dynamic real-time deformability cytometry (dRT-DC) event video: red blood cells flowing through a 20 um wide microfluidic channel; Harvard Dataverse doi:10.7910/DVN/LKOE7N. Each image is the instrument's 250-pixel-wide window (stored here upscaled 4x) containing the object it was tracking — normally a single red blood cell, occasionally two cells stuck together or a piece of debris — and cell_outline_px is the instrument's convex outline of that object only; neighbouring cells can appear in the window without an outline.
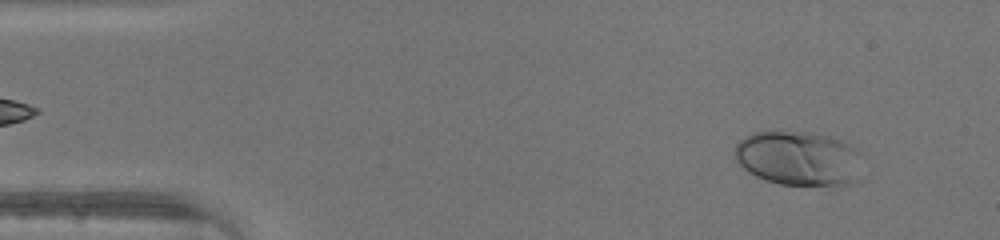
{"species": "human", "species_latin": "Homo sapiens", "temperature_condition": "warm", "stored_images_in_passage": 46, "camera_frame_rate_fps": 3000, "um_per_image_px": 0.085, "donor": {"sex": "male"}, "frame": {"image": 1, "passage_image": 4, "time_ms": 1.0, "image_size_px": [1000, 240], "cell_outline_px": [[856, 152], [848, 180], [840, 184], [780, 184], [764, 180], [748, 172], [736, 160], [736, 144], [740, 140], [752, 132], [808, 132], [828, 136], [840, 140], [856, 148]], "centroid_in_image_um": [67.66, 13.41], "position_along_channel_um": 17.3, "area_um2": 38.38}}
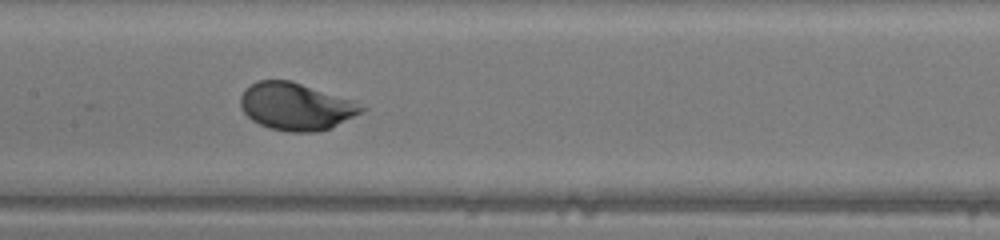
{"frame": {"image": 2, "passage_image": 22, "time_ms": 7.0, "image_size_px": [1000, 240], "cell_outline_px": [[368, 108], [328, 128], [316, 132], [288, 132], [268, 128], [252, 120], [244, 112], [240, 104], [240, 96], [244, 88], [256, 80], [292, 80], [356, 100]], "centroid_in_image_um": [25.14, 9.02], "position_along_channel_um": 182.3, "area_um2": 33.64}}
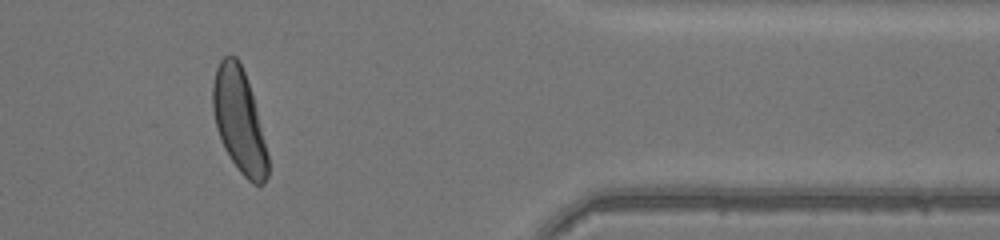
{"frame": {"image": 3, "passage_image": 38, "time_ms": 12.333, "image_size_px": [1000, 240], "cell_outline_px": [[268, 176], [264, 184], [252, 184], [240, 172], [224, 148], [216, 128], [212, 108], [212, 84], [216, 68], [220, 60], [224, 56], [236, 56], [244, 72], [252, 96], [268, 156]], "centroid_in_image_um": [20.3, 10.27], "position_along_channel_um": 391.1, "area_um2": 32.77}}